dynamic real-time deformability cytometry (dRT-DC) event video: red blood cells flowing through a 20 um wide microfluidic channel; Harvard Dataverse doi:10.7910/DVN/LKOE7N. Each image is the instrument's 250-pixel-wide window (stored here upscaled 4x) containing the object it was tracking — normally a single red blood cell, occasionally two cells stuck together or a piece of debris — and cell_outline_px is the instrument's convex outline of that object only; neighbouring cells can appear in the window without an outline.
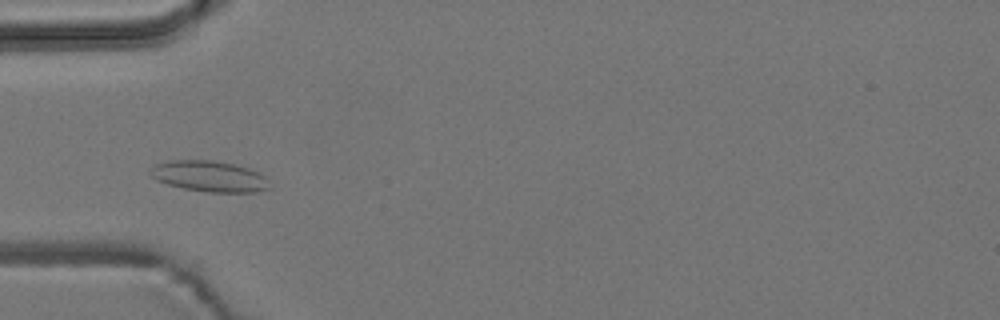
{"species": "common noctule bat (a hibernating species)", "species_latin": "Nyctalus noctula", "temperature_condition": "room temperature", "stored_images_in_passage": 46, "camera_frame_rate_fps": 3000, "um_per_image_px": 0.085, "animal": {"sex": "male", "body_mass_g": 19.2, "forearm_length_mm": 51.8}, "frame": {"image": 1, "passage_image": 9, "time_ms": 2.667, "image_size_px": [1000, 320], "cell_outline_px": [[272, 188], [256, 192], [208, 192], [184, 188], [168, 184], [156, 180], [148, 172], [148, 168], [156, 164], [168, 160], [212, 160], [232, 164], [248, 168], [260, 172], [264, 176]], "centroid_in_image_um": [17.78, 14.98], "position_along_channel_um": 67.2, "area_um2": 21.56}}
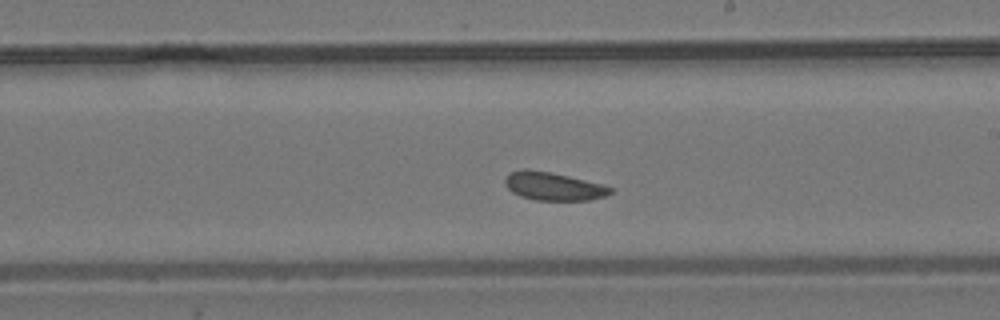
{"frame": {"image": 2, "passage_image": 23, "time_ms": 7.333, "image_size_px": [1000, 320], "cell_outline_px": [[612, 192], [608, 196], [588, 200], [536, 200], [520, 196], [512, 192], [504, 184], [504, 180], [512, 172], [524, 168], [528, 168], [552, 172], [600, 184], [612, 188]], "centroid_in_image_um": [47.02, 15.83], "position_along_channel_um": 242.0, "area_um2": 17.22}}
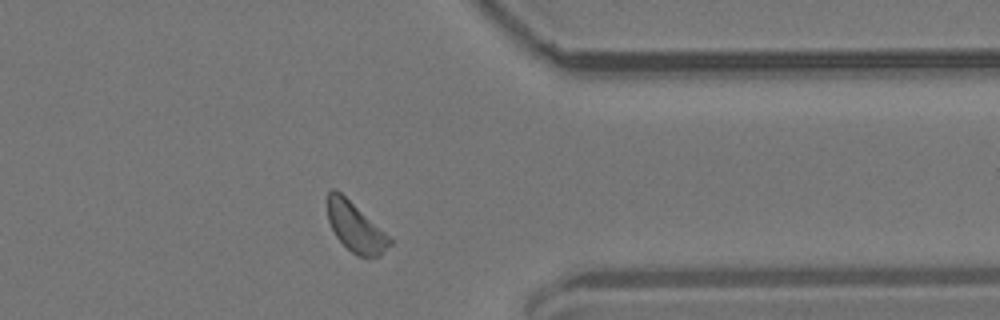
{"frame": {"image": 3, "passage_image": 35, "time_ms": 11.333, "image_size_px": [1000, 320], "cell_outline_px": [[392, 244], [380, 256], [356, 256], [336, 236], [328, 220], [328, 192], [332, 188], [336, 188], [384, 232], [392, 240]], "centroid_in_image_um": [30.21, 19.31], "position_along_channel_um": 381.2, "area_um2": 17.4}, "authors_computed_cell_mechanics": {"area_um2": 17.9758, "velocity_mm_per_s": 3.7458, "shape_relaxation_time_tau1_ms": null, "shape_relaxation_time_tau2_ms": 2.8211, "deformation_change_tau1": null, "deformation_change_tau2": 0.0734}}